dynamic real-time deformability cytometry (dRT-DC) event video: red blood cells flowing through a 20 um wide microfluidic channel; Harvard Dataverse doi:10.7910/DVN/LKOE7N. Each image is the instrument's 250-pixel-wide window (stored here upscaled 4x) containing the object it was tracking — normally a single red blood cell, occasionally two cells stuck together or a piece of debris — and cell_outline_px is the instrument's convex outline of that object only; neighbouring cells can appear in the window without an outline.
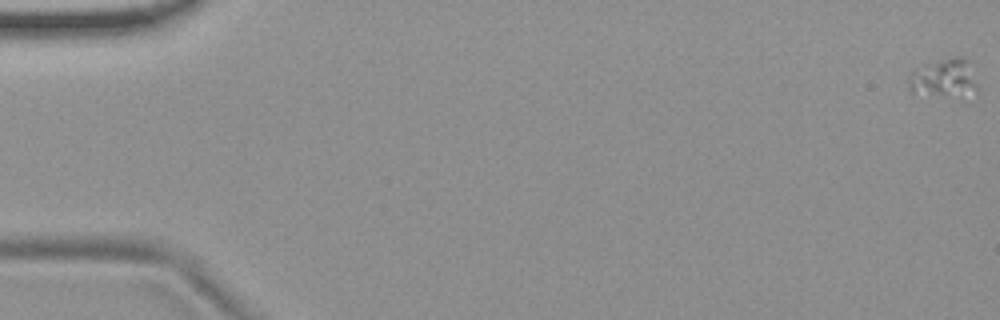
{"species": "common noctule bat (a hibernating species)", "species_latin": "Nyctalus noctula", "temperature_condition": "room temperature", "stored_images_in_passage": 5, "camera_frame_rate_fps": 3000, "um_per_image_px": 0.085, "animal": {"sex": "female", "body_mass_g": 19.9}, "frame": {"image": 1, "passage_image": 1, "time_ms": 0.0, "image_size_px": [1000, 320], "cell_outline_px": [[976, 88], [944, 92], [912, 92], [908, 84], [908, 76], [912, 72], [924, 64], [956, 56], [968, 60], [976, 84]], "centroid_in_image_um": [80.13, 6.49], "position_along_channel_um": 4.9, "area_um2": 13.53}}